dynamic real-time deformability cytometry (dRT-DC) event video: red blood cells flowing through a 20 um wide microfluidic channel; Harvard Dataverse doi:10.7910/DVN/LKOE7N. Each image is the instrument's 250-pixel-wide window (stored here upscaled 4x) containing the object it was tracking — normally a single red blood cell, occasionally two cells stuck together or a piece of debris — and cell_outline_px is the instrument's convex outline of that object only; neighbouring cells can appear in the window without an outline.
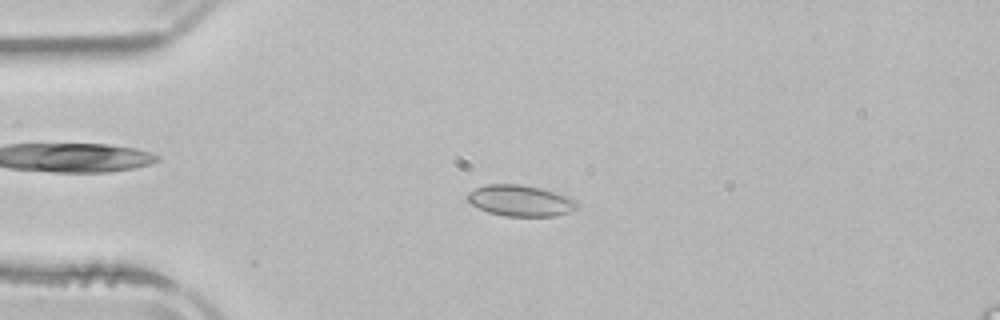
{"species": "common noctule bat (a hibernating species)", "species_latin": "Nyctalus noctula", "temperature_condition": "room temperature", "stored_images_in_passage": 4, "camera_frame_rate_fps": 3000, "um_per_image_px": 0.085, "animal": {"sex": "male", "body_mass_g": 21.5, "forearm_length_mm": 52.0}, "frame": {"image": 1, "passage_image": 3, "time_ms": 2.333, "image_size_px": [1000, 320], "cell_outline_px": [[580, 204], [576, 208], [568, 212], [556, 216], [504, 216], [488, 212], [472, 204], [468, 200], [468, 192], [476, 188], [488, 184], [520, 184], [540, 188], [576, 200]], "centroid_in_image_um": [44.23, 17.06], "position_along_channel_um": 40.8, "area_um2": 19.59}}